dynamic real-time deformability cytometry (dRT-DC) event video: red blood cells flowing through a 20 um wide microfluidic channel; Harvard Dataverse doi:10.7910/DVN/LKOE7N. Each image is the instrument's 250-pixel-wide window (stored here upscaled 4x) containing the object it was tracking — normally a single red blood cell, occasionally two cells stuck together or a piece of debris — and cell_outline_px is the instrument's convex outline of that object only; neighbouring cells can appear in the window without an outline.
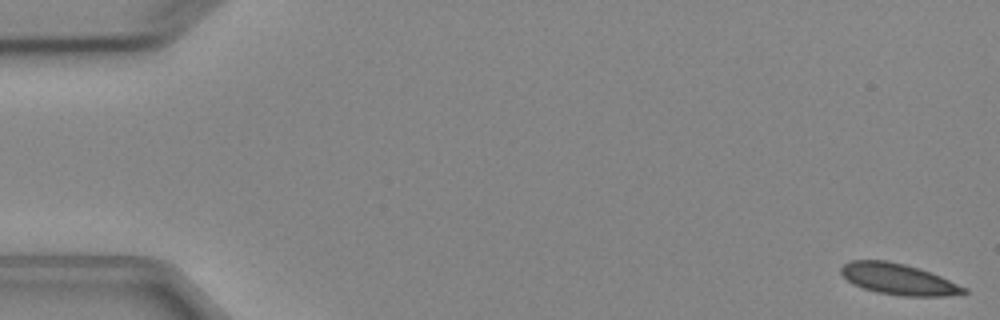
{"species": "Egyptian fruit bat (a non-hibernating species)", "species_latin": "Rousettus aegyptiacus", "temperature_condition": "cold", "stored_images_in_passage": 5, "camera_frame_rate_fps": 3000, "um_per_image_px": 0.085, "animal": {"sex": "female"}, "frame": {"image": 1, "passage_image": 1, "time_ms": 0.0, "image_size_px": [1000, 320], "cell_outline_px": [[968, 292], [944, 296], [904, 296], [876, 292], [852, 284], [840, 272], [840, 268], [844, 264], [852, 260], [888, 260], [920, 268], [932, 272], [968, 288]], "centroid_in_image_um": [76.38, 23.72], "position_along_channel_um": 8.6, "area_um2": 22.31}}
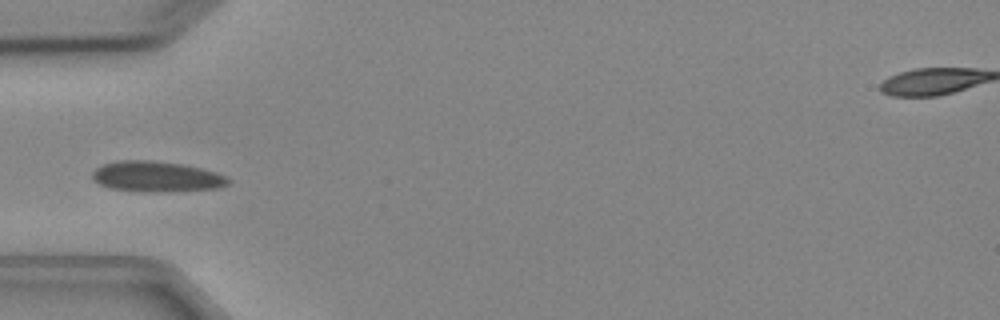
{"frame": {"image": 2, "passage_image": 5, "time_ms": 5.333, "image_size_px": [1000, 320], "cell_outline_px": [[232, 180], [228, 184], [216, 188], [148, 192], [144, 192], [108, 188], [92, 180], [92, 172], [96, 168], [104, 164], [120, 160], [152, 160], [184, 164], [216, 172], [228, 176]], "centroid_in_image_um": [13.29, 15.0], "position_along_channel_um": 71.7, "area_um2": 24.22}}